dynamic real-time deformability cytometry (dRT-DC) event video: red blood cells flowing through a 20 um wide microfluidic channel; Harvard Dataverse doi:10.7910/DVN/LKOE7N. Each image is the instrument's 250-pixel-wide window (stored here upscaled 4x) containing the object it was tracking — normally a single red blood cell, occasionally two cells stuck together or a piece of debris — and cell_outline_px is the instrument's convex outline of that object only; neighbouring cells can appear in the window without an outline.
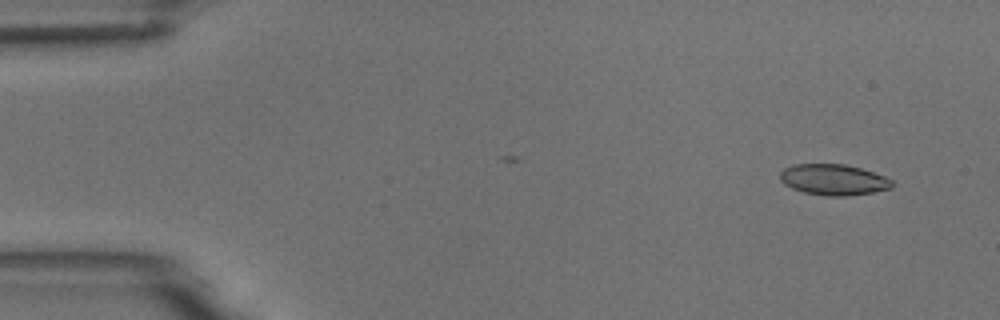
{"species": "common noctule bat (a hibernating species)", "species_latin": "Nyctalus noctula", "temperature_condition": "room temperature", "stored_images_in_passage": 2, "camera_frame_rate_fps": 3000, "um_per_image_px": 0.085, "animal": {"sex": "male", "body_mass_g": 18.8}, "frame": {"image": 1, "passage_image": 2, "time_ms": 1.333, "image_size_px": [1000, 320], "cell_outline_px": [[892, 188], [872, 192], [848, 196], [828, 196], [804, 192], [792, 188], [784, 184], [780, 180], [780, 172], [784, 168], [792, 164], [844, 164], [860, 168], [884, 176], [892, 180]], "centroid_in_image_um": [70.82, 15.27], "position_along_channel_um": 14.2, "area_um2": 20.11}}